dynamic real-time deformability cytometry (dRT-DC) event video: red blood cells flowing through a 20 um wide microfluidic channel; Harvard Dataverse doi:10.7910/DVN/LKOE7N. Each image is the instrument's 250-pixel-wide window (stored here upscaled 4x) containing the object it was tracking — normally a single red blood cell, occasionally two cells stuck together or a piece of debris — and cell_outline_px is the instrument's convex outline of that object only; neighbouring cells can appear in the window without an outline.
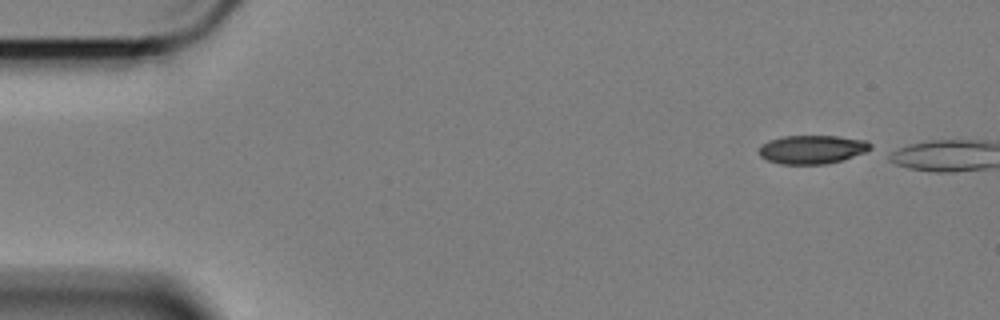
{"species": "Egyptian fruit bat (a non-hibernating species)", "species_latin": "Rousettus aegyptiacus", "temperature_condition": "cold", "stored_images_in_passage": 3, "camera_frame_rate_fps": 3000, "um_per_image_px": 0.085, "animal": {"sex": "female"}, "frame": {"image": 1, "passage_image": 1, "time_ms": 0.0, "image_size_px": [1000, 320], "cell_outline_px": [[872, 148], [864, 152], [840, 160], [824, 164], [780, 164], [768, 160], [760, 156], [756, 152], [760, 144], [768, 140], [784, 136], [836, 136], [868, 140], [872, 144]], "centroid_in_image_um": [68.98, 12.69], "position_along_channel_um": 16.0, "area_um2": 18.67}}